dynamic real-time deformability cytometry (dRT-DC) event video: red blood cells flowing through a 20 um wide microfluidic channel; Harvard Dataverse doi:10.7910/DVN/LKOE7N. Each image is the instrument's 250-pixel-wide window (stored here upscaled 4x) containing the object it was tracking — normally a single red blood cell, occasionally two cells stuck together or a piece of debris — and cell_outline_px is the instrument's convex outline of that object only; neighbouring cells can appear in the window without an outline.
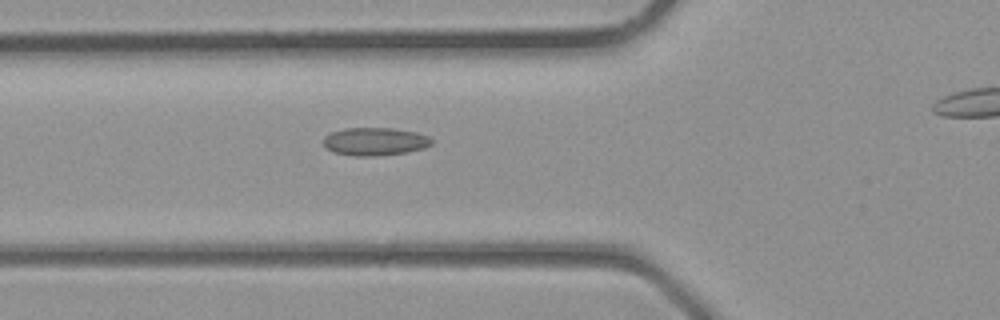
{"species": "common noctule bat (a hibernating species)", "species_latin": "Nyctalus noctula", "temperature_condition": "room temperature", "stored_images_in_passage": 3, "camera_frame_rate_fps": 3000, "um_per_image_px": 0.085, "animal": {"sex": "male", "body_mass_g": 23.1, "forearm_length_mm": 52.7}, "frame": {"image": 1, "passage_image": 3, "time_ms": 0.667, "image_size_px": [1000, 320], "cell_outline_px": [[432, 144], [424, 148], [408, 152], [376, 156], [352, 156], [332, 152], [324, 148], [324, 136], [332, 132], [344, 128], [392, 128], [416, 132], [428, 136], [432, 140]], "centroid_in_image_um": [31.84, 12.03], "position_along_channel_um": 94.0, "area_um2": 17.8}}